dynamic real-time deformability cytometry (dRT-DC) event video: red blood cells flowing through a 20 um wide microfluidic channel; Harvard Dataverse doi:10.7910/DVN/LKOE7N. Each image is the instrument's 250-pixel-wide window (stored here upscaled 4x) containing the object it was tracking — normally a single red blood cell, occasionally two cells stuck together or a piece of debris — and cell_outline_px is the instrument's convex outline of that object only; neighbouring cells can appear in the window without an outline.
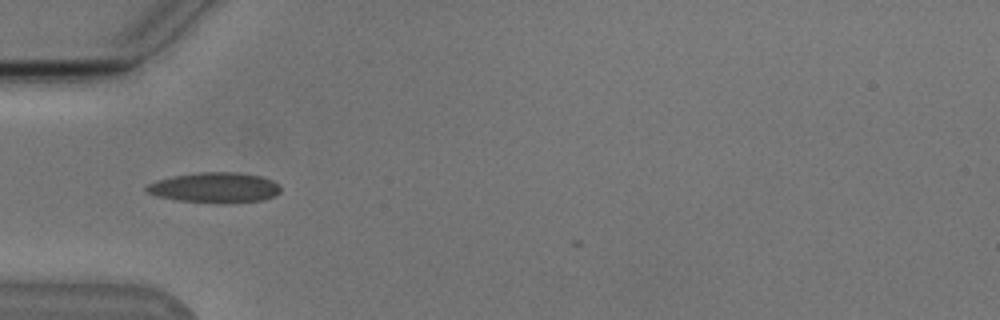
{"species": "Egyptian fruit bat (a non-hibernating species)", "species_latin": "Rousettus aegyptiacus", "temperature_condition": "cold", "stored_images_in_passage": 3, "camera_frame_rate_fps": 3000, "um_per_image_px": 0.085, "animal": {"sex": "male"}, "frame": {"image": 1, "passage_image": 1, "time_ms": 0.0, "image_size_px": [1000, 320], "cell_outline_px": [[280, 192], [276, 196], [264, 200], [224, 204], [216, 204], [176, 200], [156, 196], [148, 192], [144, 188], [148, 184], [156, 180], [172, 176], [200, 172], [236, 172], [260, 176], [272, 180], [280, 188]], "centroid_in_image_um": [18.25, 15.96], "position_along_channel_um": 66.8, "area_um2": 23.99}}